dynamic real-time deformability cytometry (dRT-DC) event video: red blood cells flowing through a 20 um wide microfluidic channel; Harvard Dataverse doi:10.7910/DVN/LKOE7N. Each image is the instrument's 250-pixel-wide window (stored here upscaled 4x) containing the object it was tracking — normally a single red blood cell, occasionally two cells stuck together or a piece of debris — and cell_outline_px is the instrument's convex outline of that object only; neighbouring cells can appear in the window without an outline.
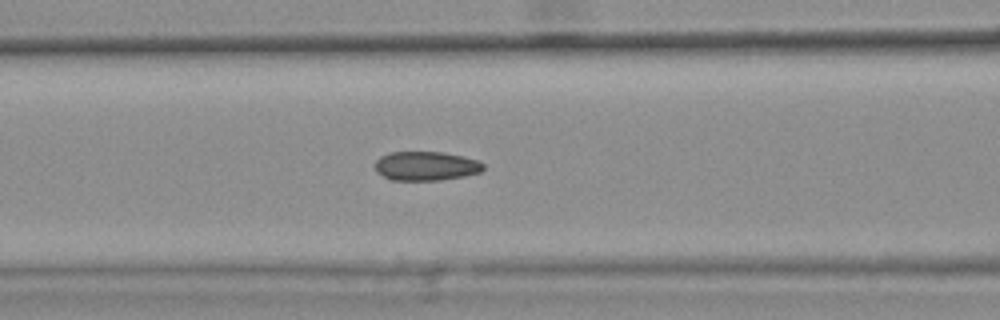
{"species": "common noctule bat (a hibernating species)", "species_latin": "Nyctalus noctula", "temperature_condition": "warm", "stored_images_in_passage": 44, "camera_frame_rate_fps": 3000, "um_per_image_px": 0.085, "animal": {"sex": "female", "body_mass_g": 25.1}, "frame": {"image": 1, "passage_image": 19, "time_ms": 6.0, "image_size_px": [1000, 320], "cell_outline_px": [[484, 168], [480, 172], [464, 176], [440, 180], [388, 180], [376, 172], [372, 164], [380, 156], [388, 152], [444, 152], [464, 156], [480, 160], [484, 164]], "centroid_in_image_um": [36.17, 14.1], "position_along_channel_um": 130.4, "area_um2": 18.79}, "authors_computed_cell_mechanics": {"area_um2": 18.8428, "velocity_mm_per_s": 3.7891, "shape_relaxation_time_tau1_ms": null, "shape_relaxation_time_tau2_ms": 3.2293, "deformation_change_tau1": null, "deformation_change_tau2": 0.0605}}